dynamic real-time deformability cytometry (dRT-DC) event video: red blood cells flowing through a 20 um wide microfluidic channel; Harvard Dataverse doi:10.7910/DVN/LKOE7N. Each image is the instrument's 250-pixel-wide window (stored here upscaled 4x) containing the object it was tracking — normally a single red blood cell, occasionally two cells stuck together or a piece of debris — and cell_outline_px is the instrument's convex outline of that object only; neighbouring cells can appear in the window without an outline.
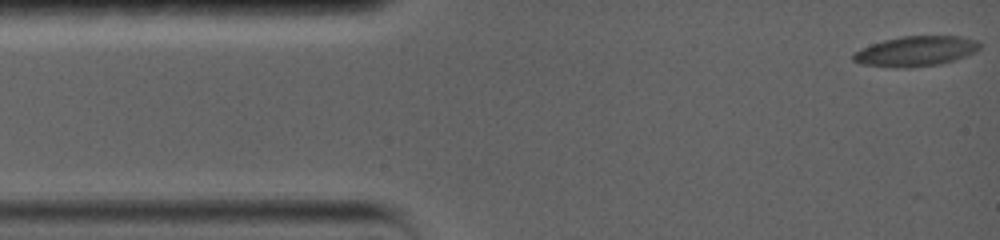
{"species": "common noctule bat (a hibernating species)", "species_latin": "Nyctalus noctula", "temperature_condition": "warm", "stored_images_in_passage": 21, "camera_frame_rate_fps": 5000, "um_per_image_px": 0.085, "animal": {"sex": "female", "body_mass_g": 19.0, "forearm_length_mm": 56.7}, "frame": {"image": 1, "passage_image": 1, "time_ms": 0.0, "image_size_px": [1000, 240], "cell_outline_px": [[980, 48], [976, 52], [940, 64], [912, 68], [896, 68], [860, 64], [852, 60], [852, 52], [860, 48], [884, 40], [904, 36], [960, 36], [976, 40], [980, 44]], "centroid_in_image_um": [77.8, 4.36], "position_along_channel_um": 7.2, "area_um2": 22.31}}
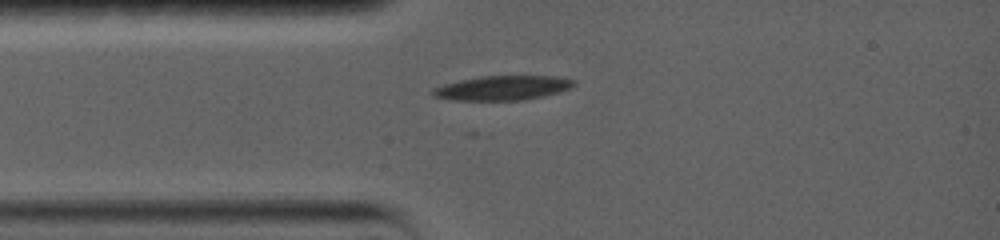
{"frame": {"image": 2, "passage_image": 17, "time_ms": 3.2, "image_size_px": [1000, 240], "cell_outline_px": [[576, 84], [572, 88], [560, 92], [544, 96], [524, 100], [452, 100], [432, 96], [432, 88], [444, 84], [460, 80], [480, 76], [556, 76], [576, 80]], "centroid_in_image_um": [42.75, 7.47], "position_along_channel_um": 42.2, "area_um2": 20.29}}